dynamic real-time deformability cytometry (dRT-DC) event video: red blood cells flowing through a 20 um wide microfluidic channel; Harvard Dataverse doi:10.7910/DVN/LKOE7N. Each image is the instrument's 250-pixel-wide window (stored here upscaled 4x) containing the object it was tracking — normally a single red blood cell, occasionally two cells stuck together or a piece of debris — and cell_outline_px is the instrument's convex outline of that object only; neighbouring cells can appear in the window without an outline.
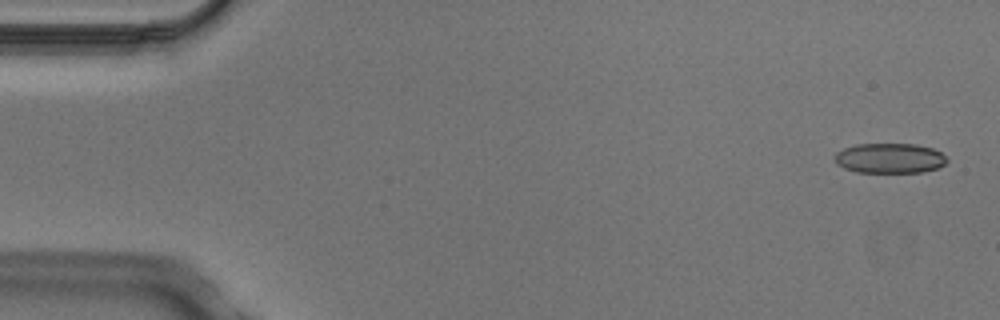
{"species": "Egyptian fruit bat (a non-hibernating species)", "species_latin": "Rousettus aegyptiacus", "temperature_condition": "cold", "stored_images_in_passage": 4, "camera_frame_rate_fps": 3000, "um_per_image_px": 0.085, "animal": {"sex": "male"}, "frame": {"image": 1, "passage_image": 1, "time_ms": 0.0, "image_size_px": [1000, 320], "cell_outline_px": [[948, 160], [944, 164], [936, 168], [924, 172], [856, 172], [844, 168], [836, 164], [836, 152], [844, 148], [856, 144], [916, 144], [932, 148], [940, 152]], "centroid_in_image_um": [75.61, 13.45], "position_along_channel_um": 9.4, "area_um2": 19.54}}
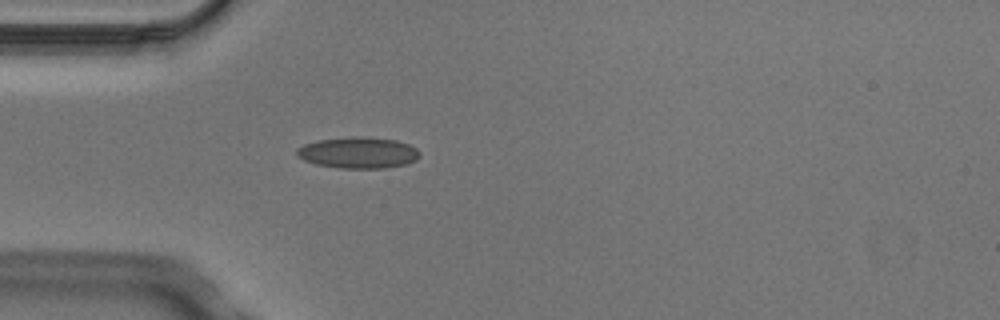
{"frame": {"image": 2, "passage_image": 4, "time_ms": 1.0, "image_size_px": [1000, 320], "cell_outline_px": [[420, 156], [416, 160], [404, 164], [384, 168], [340, 168], [316, 164], [304, 160], [296, 156], [296, 148], [304, 144], [316, 140], [352, 136], [360, 136], [396, 140], [408, 144], [416, 148], [420, 152]], "centroid_in_image_um": [30.42, 12.97], "position_along_channel_um": 54.6, "area_um2": 22.48}}